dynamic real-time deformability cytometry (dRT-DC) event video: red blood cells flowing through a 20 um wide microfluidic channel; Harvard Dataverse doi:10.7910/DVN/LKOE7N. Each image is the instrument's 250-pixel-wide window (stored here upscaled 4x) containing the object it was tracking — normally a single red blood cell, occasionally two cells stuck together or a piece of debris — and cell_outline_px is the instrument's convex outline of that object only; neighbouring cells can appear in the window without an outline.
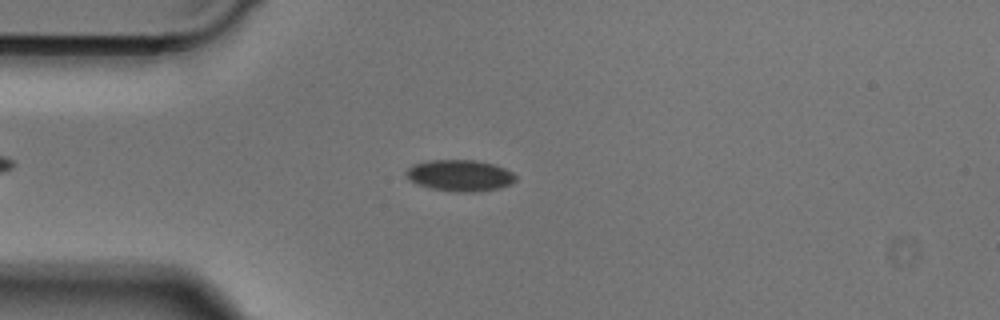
{"species": "Egyptian fruit bat (a non-hibernating species)", "species_latin": "Rousettus aegyptiacus", "temperature_condition": "cold", "stored_images_in_passage": 49, "camera_frame_rate_fps": 3000, "um_per_image_px": 0.085, "animal": {"sex": "male"}, "frame": {"image": 1, "passage_image": 12, "time_ms": 3.667, "image_size_px": [1000, 320], "cell_outline_px": [[516, 180], [500, 188], [476, 192], [456, 192], [428, 188], [416, 184], [408, 180], [404, 172], [412, 164], [424, 160], [476, 160], [492, 164], [504, 168], [512, 172], [516, 176]], "centroid_in_image_um": [39.02, 14.92], "position_along_channel_um": 46.0, "area_um2": 20.29}}
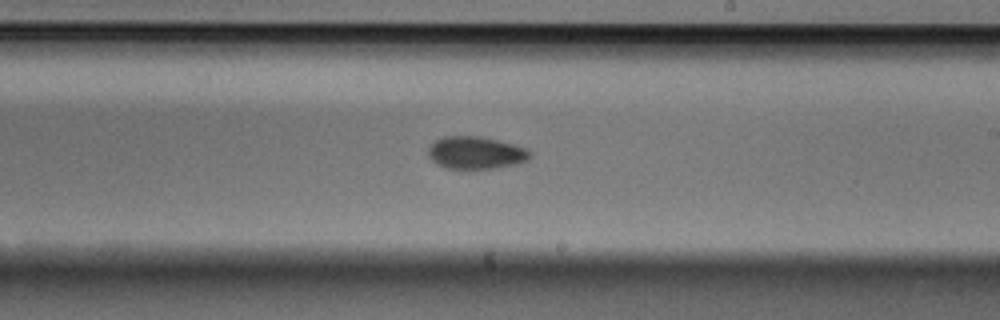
{"frame": {"image": 2, "passage_image": 28, "time_ms": 9.0, "image_size_px": [1000, 320], "cell_outline_px": [[532, 156], [528, 160], [516, 164], [492, 168], [464, 172], [448, 168], [432, 160], [428, 156], [428, 148], [436, 140], [444, 136], [480, 136], [528, 148], [532, 152]], "centroid_in_image_um": [40.46, 13.02], "position_along_channel_um": 248.5, "area_um2": 19.71}}
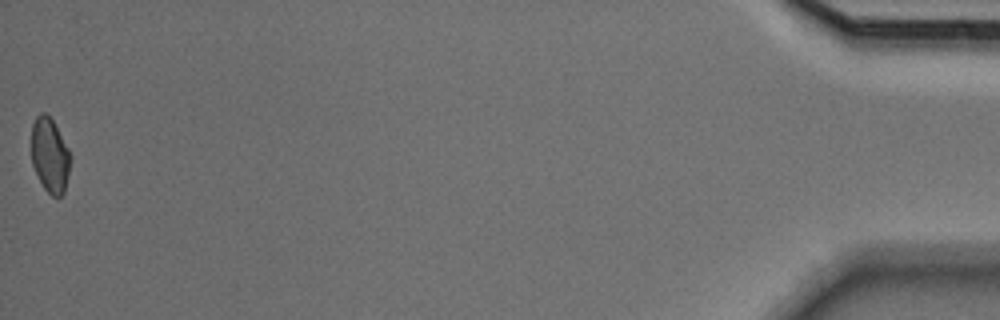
{"frame": {"image": 3, "passage_image": 49, "time_ms": 16.0, "image_size_px": [1000, 320], "cell_outline_px": [[72, 156], [64, 192], [60, 196], [52, 196], [44, 188], [32, 164], [32, 124], [36, 116], [40, 112], [44, 112], [52, 120], [68, 148]], "centroid_in_image_um": [4.24, 13.19], "position_along_channel_um": 431.0, "area_um2": 16.76}}